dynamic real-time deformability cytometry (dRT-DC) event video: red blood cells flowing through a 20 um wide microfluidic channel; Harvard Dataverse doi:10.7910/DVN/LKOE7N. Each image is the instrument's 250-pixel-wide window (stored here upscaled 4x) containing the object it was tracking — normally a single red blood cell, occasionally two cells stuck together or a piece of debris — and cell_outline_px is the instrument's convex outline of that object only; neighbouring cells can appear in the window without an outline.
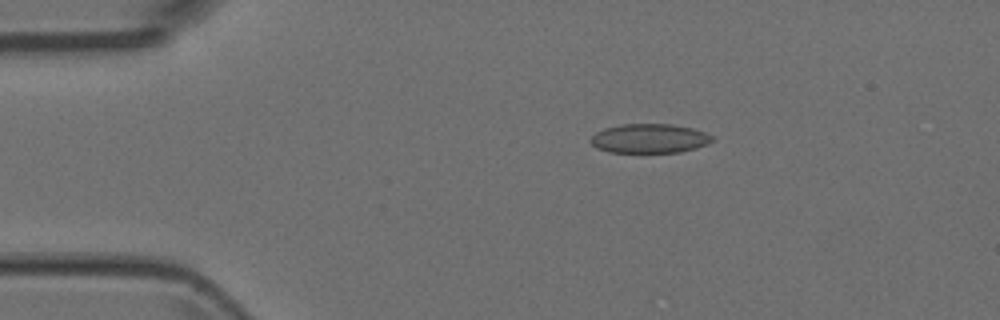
{"species": "Egyptian fruit bat (a non-hibernating species)", "species_latin": "Rousettus aegyptiacus", "temperature_condition": "room temperature", "stored_images_in_passage": 8, "camera_frame_rate_fps": 3000, "um_per_image_px": 0.085, "animal": {"sex": "female"}, "frame": {"image": 1, "passage_image": 2, "time_ms": 0.333, "image_size_px": [1000, 320], "cell_outline_px": [[716, 140], [708, 144], [696, 148], [680, 152], [608, 152], [596, 148], [592, 144], [592, 136], [596, 132], [604, 128], [620, 124], [672, 124], [692, 128], [704, 132], [712, 136]], "centroid_in_image_um": [55.23, 11.77], "position_along_channel_um": 29.8, "area_um2": 20.75}}
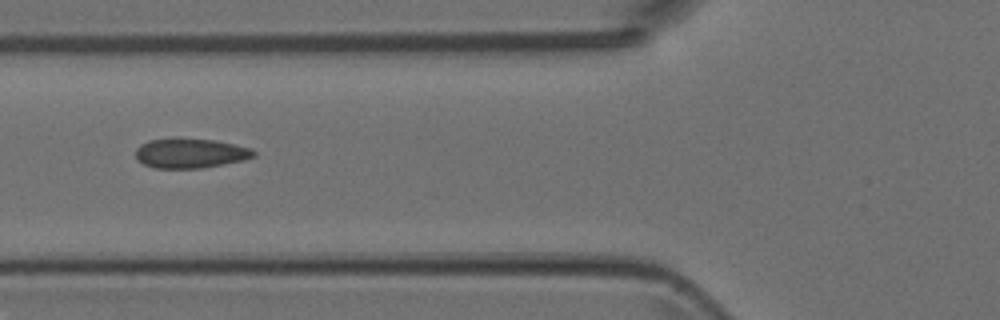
{"frame": {"image": 2, "passage_image": 5, "time_ms": 1.333, "image_size_px": [1000, 320], "cell_outline_px": [[256, 156], [244, 160], [200, 168], [152, 168], [136, 160], [136, 148], [140, 144], [148, 140], [216, 140], [252, 148], [256, 152]], "centroid_in_image_um": [16.19, 13.05], "position_along_channel_um": 109.6, "area_um2": 20.06}}
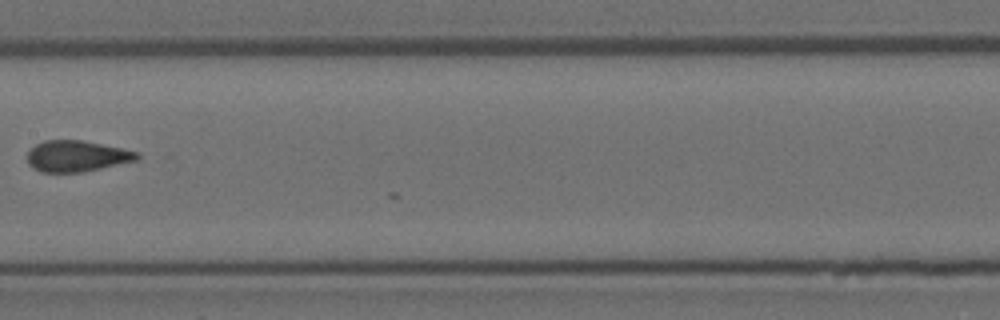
{"frame": {"image": 3, "passage_image": 7, "time_ms": 2.0, "image_size_px": [1000, 320], "cell_outline_px": [[140, 160], [80, 172], [40, 172], [32, 168], [28, 164], [28, 152], [36, 144], [44, 140], [80, 140], [140, 152]], "centroid_in_image_um": [6.53, 13.27], "position_along_channel_um": 200.9, "area_um2": 19.83}}